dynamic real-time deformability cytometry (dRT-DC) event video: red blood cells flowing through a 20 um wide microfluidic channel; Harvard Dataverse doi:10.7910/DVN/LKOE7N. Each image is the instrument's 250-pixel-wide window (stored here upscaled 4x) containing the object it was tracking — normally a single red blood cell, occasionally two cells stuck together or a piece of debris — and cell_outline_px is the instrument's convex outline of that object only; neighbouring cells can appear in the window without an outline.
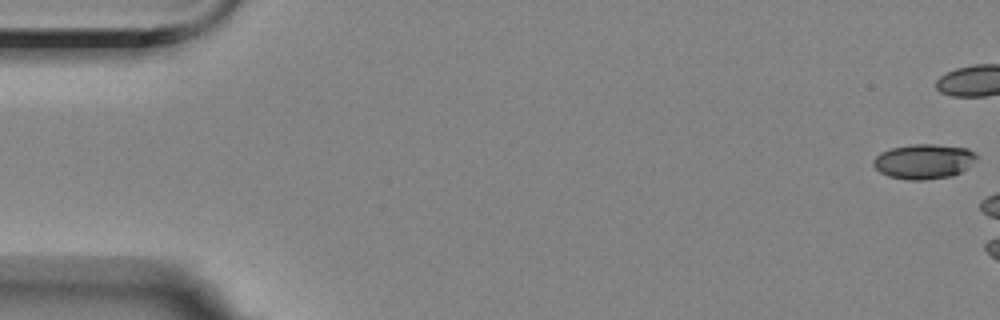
{"species": "Egyptian fruit bat (a non-hibernating species)", "species_latin": "Rousettus aegyptiacus", "temperature_condition": "room temperature", "stored_images_in_passage": 3, "camera_frame_rate_fps": 3000, "um_per_image_px": 0.085, "animal": {"sex": "female"}, "frame": {"image": 1, "passage_image": 1, "time_ms": 0.0, "image_size_px": [1000, 320], "cell_outline_px": [[976, 160], [968, 168], [952, 176], [924, 180], [908, 180], [888, 176], [880, 172], [872, 164], [872, 160], [880, 152], [892, 148], [912, 144], [936, 144], [968, 148], [976, 152]], "centroid_in_image_um": [78.53, 13.72], "position_along_channel_um": 6.5, "area_um2": 21.15}}